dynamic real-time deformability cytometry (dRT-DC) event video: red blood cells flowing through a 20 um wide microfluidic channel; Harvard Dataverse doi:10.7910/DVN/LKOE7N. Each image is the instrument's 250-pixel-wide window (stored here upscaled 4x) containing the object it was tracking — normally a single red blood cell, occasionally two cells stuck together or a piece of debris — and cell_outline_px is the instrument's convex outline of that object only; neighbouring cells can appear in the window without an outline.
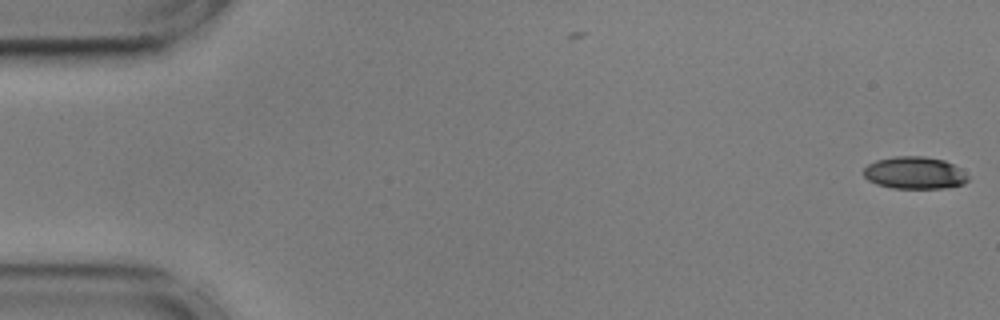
{"species": "common noctule bat (a hibernating species)", "species_latin": "Nyctalus noctula", "temperature_condition": "cold", "stored_images_in_passage": 3, "camera_frame_rate_fps": 3000, "um_per_image_px": 0.085, "animal": {"sex": "male", "body_mass_g": 17.9, "forearm_length_mm": 54.2}, "frame": {"image": 1, "passage_image": 3, "time_ms": 0.667, "image_size_px": [1000, 320], "cell_outline_px": [[968, 180], [964, 184], [944, 188], [892, 188], [876, 184], [868, 180], [864, 176], [864, 168], [868, 164], [876, 160], [896, 156], [924, 156], [944, 160], [960, 168], [968, 176]], "centroid_in_image_um": [77.74, 14.69], "position_along_channel_um": 7.3, "area_um2": 19.65}}